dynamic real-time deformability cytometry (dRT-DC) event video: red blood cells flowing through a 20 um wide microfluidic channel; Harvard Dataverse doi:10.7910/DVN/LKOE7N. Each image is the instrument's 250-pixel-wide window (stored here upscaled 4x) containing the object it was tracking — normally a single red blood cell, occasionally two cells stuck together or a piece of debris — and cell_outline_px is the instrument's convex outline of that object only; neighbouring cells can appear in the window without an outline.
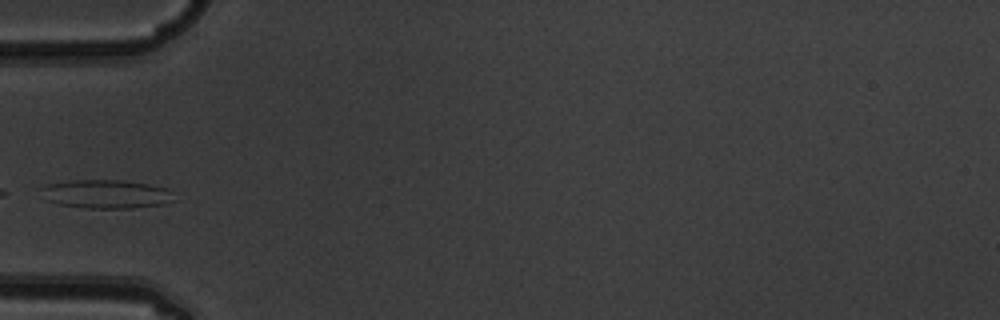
{"species": "common noctule bat (a hibernating species)", "species_latin": "Nyctalus noctula", "temperature_condition": "warm", "stored_images_in_passage": 4, "camera_frame_rate_fps": 3000, "um_per_image_px": 0.085, "animal": {"sex": "male", "body_mass_g": 19.5, "forearm_length_mm": 54.6}, "frame": {"image": 1, "passage_image": 3, "time_ms": 0.667, "image_size_px": [1000, 320], "cell_outline_px": [[172, 200], [164, 204], [132, 208], [84, 208], [60, 204], [44, 200], [36, 188], [48, 184], [68, 180], [116, 180], [148, 184], [168, 188]], "centroid_in_image_um": [8.89, 16.49], "position_along_channel_um": 76.1, "area_um2": 22.31}}
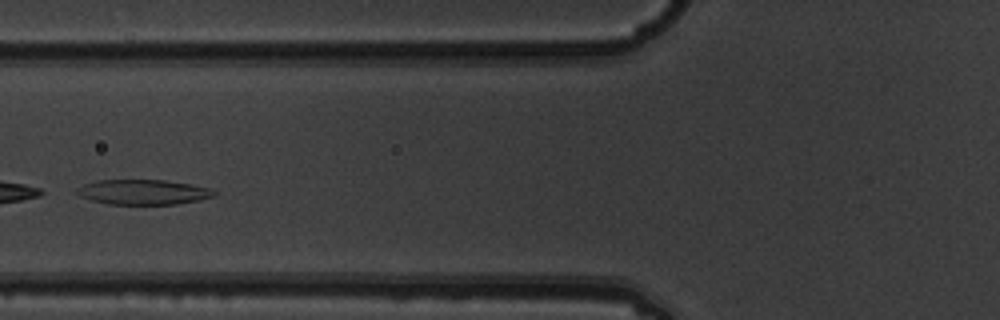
{"frame": {"image": 2, "passage_image": 4, "time_ms": 1.0, "image_size_px": [1000, 320], "cell_outline_px": [[220, 192], [216, 196], [200, 200], [176, 204], [108, 204], [92, 200], [80, 196], [72, 192], [76, 188], [84, 184], [96, 180], [164, 180], [192, 184], [212, 188]], "centroid_in_image_um": [12.21, 16.32], "position_along_channel_um": 113.6, "area_um2": 20.35}}